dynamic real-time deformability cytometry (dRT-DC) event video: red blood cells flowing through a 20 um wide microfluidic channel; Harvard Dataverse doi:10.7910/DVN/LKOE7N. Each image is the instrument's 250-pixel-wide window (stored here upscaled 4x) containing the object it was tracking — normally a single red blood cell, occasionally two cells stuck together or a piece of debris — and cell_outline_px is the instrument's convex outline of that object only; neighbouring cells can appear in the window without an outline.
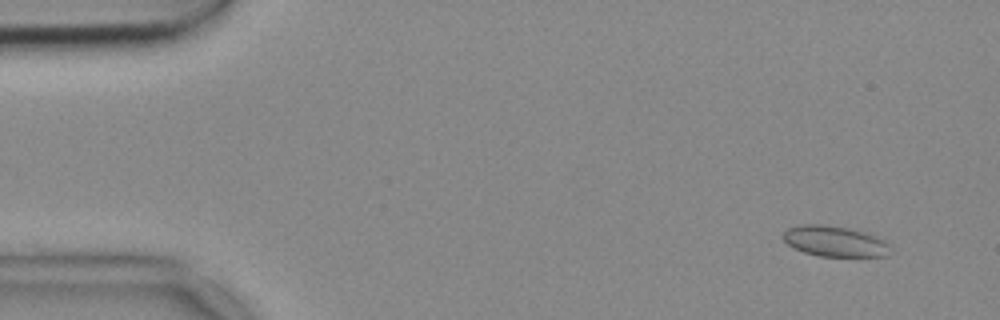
{"species": "common noctule bat (a hibernating species)", "species_latin": "Nyctalus noctula", "temperature_condition": "cold", "stored_images_in_passage": 52, "camera_frame_rate_fps": 3000, "um_per_image_px": 0.085, "animal": {"sex": "female", "body_mass_g": 18.4}, "frame": {"image": 1, "passage_image": 2, "time_ms": 0.333, "image_size_px": [1000, 320], "cell_outline_px": [[892, 244], [888, 256], [820, 256], [804, 252], [788, 244], [780, 236], [788, 228], [800, 224], [820, 224], [848, 228], [876, 236]], "centroid_in_image_um": [70.96, 20.51], "position_along_channel_um": 14.0, "area_um2": 19.13}}
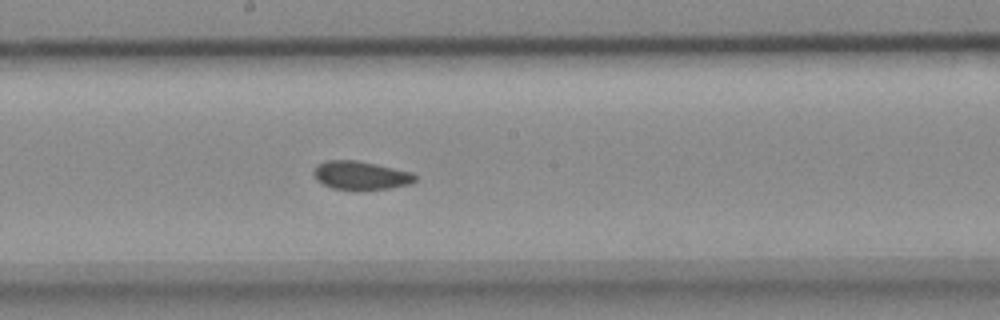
{"frame": {"image": 2, "passage_image": 27, "time_ms": 8.667, "image_size_px": [1000, 320], "cell_outline_px": [[416, 180], [412, 184], [388, 188], [332, 188], [316, 180], [312, 172], [316, 164], [328, 160], [356, 160], [376, 164], [412, 172], [416, 176]], "centroid_in_image_um": [30.65, 14.88], "position_along_channel_um": 217.6, "area_um2": 16.53}}
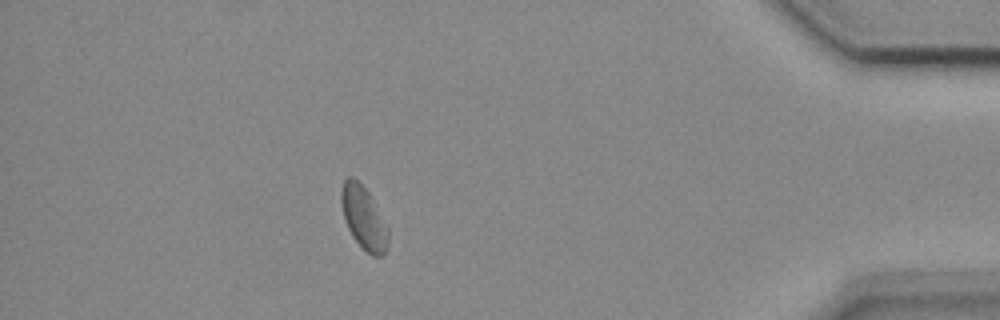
{"frame": {"image": 3, "passage_image": 46, "time_ms": 15.0, "image_size_px": [1000, 320], "cell_outline_px": [[388, 244], [384, 256], [372, 256], [352, 236], [344, 220], [340, 204], [340, 188], [344, 180], [348, 176], [352, 176], [368, 192], [388, 228]], "centroid_in_image_um": [30.88, 18.51], "position_along_channel_um": 404.3, "area_um2": 17.11}}